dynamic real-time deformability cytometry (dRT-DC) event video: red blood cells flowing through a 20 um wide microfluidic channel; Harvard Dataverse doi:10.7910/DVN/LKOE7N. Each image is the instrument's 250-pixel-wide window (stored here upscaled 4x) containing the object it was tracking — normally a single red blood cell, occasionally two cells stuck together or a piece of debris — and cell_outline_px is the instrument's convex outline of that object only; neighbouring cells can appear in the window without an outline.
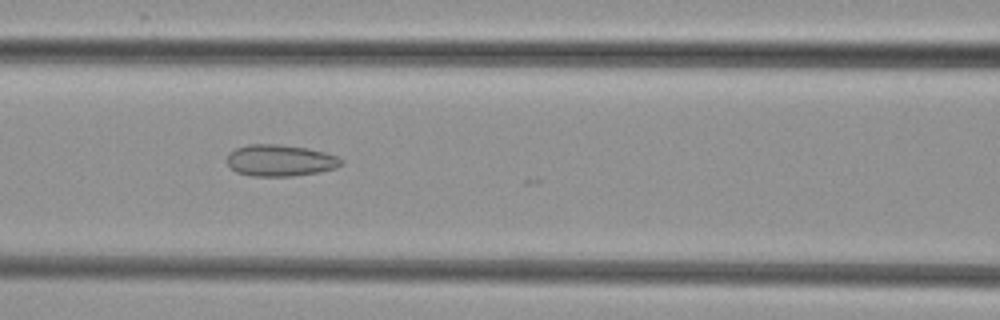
{"species": "common noctule bat (a hibernating species)", "species_latin": "Nyctalus noctula", "temperature_condition": "cold", "stored_images_in_passage": 6, "camera_frame_rate_fps": 3000, "um_per_image_px": 0.085, "animal": {"sex": "female", "body_mass_g": 29.2, "forearm_length_mm": 56.3}, "frame": {"image": 1, "passage_image": 5, "time_ms": 6.0, "image_size_px": [1000, 320], "cell_outline_px": [[344, 164], [336, 168], [320, 172], [292, 176], [252, 176], [236, 172], [228, 164], [228, 156], [236, 148], [248, 144], [276, 144], [308, 148], [324, 152], [336, 156], [344, 160]], "centroid_in_image_um": [23.86, 13.64], "position_along_channel_um": 142.7, "area_um2": 20.98}}
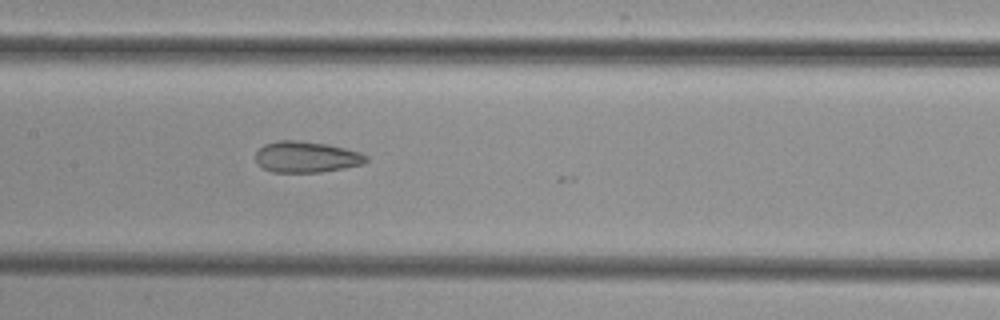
{"frame": {"image": 2, "passage_image": 6, "time_ms": 7.0, "image_size_px": [1000, 320], "cell_outline_px": [[368, 160], [364, 164], [344, 168], [320, 172], [272, 172], [256, 164], [256, 152], [264, 144], [276, 140], [300, 140], [328, 144], [360, 152], [368, 156]], "centroid_in_image_um": [26.04, 13.33], "position_along_channel_um": 181.4, "area_um2": 20.23}}